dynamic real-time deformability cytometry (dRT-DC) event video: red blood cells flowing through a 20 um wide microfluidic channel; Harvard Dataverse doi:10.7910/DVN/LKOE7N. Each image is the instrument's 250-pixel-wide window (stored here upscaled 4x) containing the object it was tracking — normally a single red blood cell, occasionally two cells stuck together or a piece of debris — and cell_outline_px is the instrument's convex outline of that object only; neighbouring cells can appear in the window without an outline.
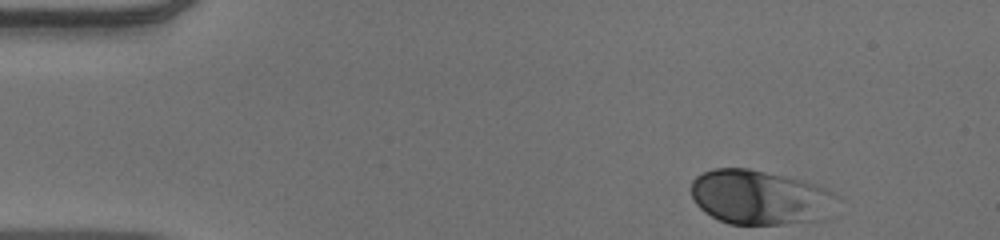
{"species": "human", "species_latin": "Homo sapiens", "temperature_condition": "warm", "stored_images_in_passage": 41, "camera_frame_rate_fps": 3000, "um_per_image_px": 0.085, "donor": {"sex": "male"}, "frame": {"image": 1, "passage_image": 1, "time_ms": 0.0, "image_size_px": [1000, 240], "cell_outline_px": [[840, 196], [824, 220], [784, 224], [728, 224], [704, 212], [696, 204], [692, 196], [692, 180], [696, 176], [712, 168], [748, 168], [804, 180], [816, 184]], "centroid_in_image_um": [64.61, 16.77], "position_along_channel_um": 20.4, "area_um2": 46.59}}
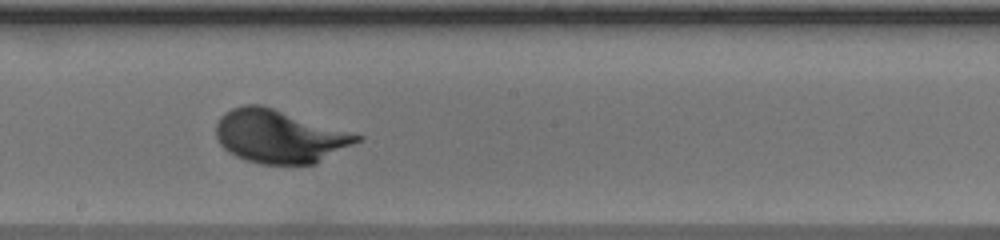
{"frame": {"image": 2, "passage_image": 24, "time_ms": 7.667, "image_size_px": [1000, 240], "cell_outline_px": [[364, 136], [360, 140], [316, 164], [260, 164], [244, 160], [228, 152], [220, 144], [216, 136], [216, 124], [220, 116], [224, 112], [232, 108], [244, 104], [260, 104]], "centroid_in_image_um": [23.71, 11.59], "position_along_channel_um": 224.5, "area_um2": 43.52}}
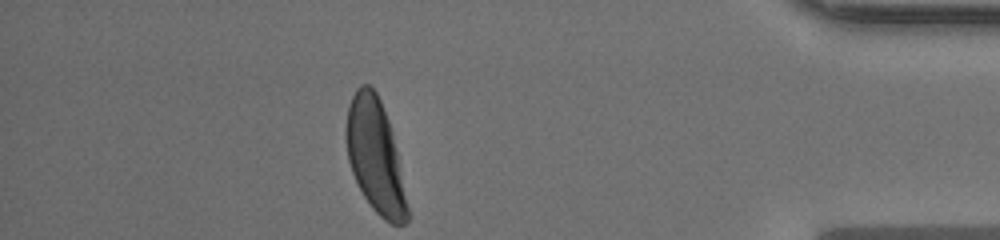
{"frame": {"image": 3, "passage_image": 41, "time_ms": 13.333, "image_size_px": [1000, 240], "cell_outline_px": [[408, 220], [404, 224], [392, 224], [384, 220], [372, 208], [364, 196], [352, 172], [348, 160], [344, 136], [344, 128], [348, 104], [356, 88], [360, 84], [368, 84], [376, 92], [380, 100], [388, 120], [392, 132], [408, 208]], "centroid_in_image_um": [31.85, 13.23], "position_along_channel_um": 403.4, "area_um2": 40.17}, "authors_computed_cell_mechanics": {"area_um2": 42.5408, "velocity_mm_per_s": 3.8838, "shape_relaxation_time_tau1_ms": 2.2947, "shape_relaxation_time_tau2_ms": null, "deformation_change_tau1": 0.1509, "deformation_change_tau2": null}}